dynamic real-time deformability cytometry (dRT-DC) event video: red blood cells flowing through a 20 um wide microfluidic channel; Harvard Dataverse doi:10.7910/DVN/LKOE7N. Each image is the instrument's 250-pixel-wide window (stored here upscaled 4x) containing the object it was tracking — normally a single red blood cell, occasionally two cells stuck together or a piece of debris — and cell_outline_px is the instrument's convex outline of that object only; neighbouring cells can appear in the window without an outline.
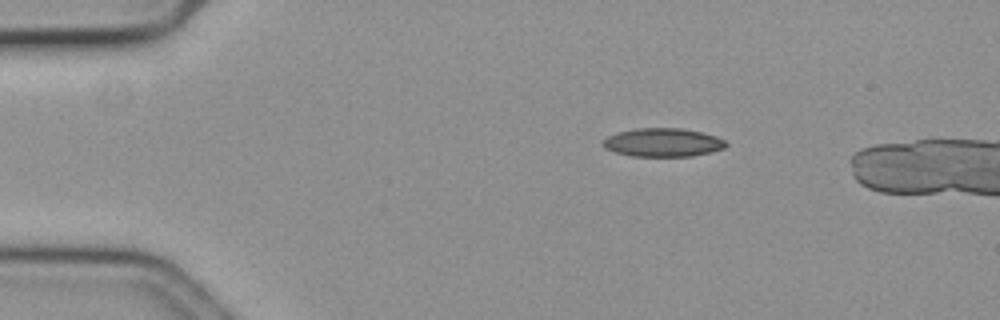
{"species": "common noctule bat (a hibernating species)", "species_latin": "Nyctalus noctula", "temperature_condition": "cold", "stored_images_in_passage": 44, "camera_frame_rate_fps": 3000, "um_per_image_px": 0.085, "animal": {"sex": "female", "body_mass_g": 19.3, "forearm_length_mm": 54.1}, "frame": {"image": 1, "passage_image": 1, "time_ms": 0.0, "image_size_px": [1000, 320], "cell_outline_px": [[728, 144], [724, 148], [692, 156], [632, 156], [616, 152], [604, 148], [600, 144], [600, 140], [616, 132], [636, 128], [680, 128], [704, 132], [716, 136], [724, 140]], "centroid_in_image_um": [56.29, 12.1], "position_along_channel_um": 28.7, "area_um2": 20.58}}
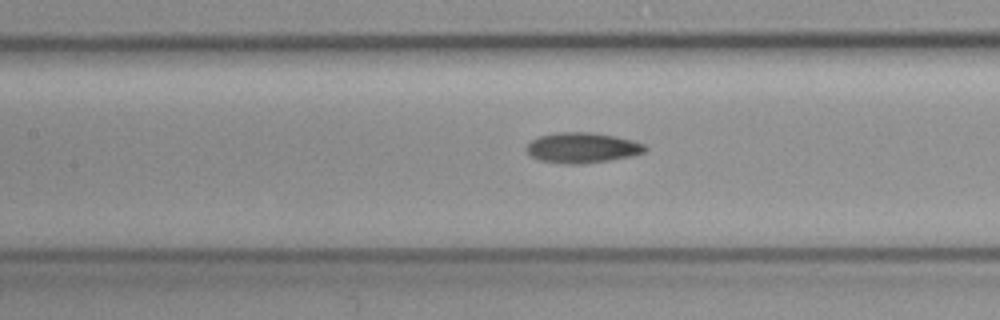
{"frame": {"image": 2, "passage_image": 17, "time_ms": 5.333, "image_size_px": [1000, 320], "cell_outline_px": [[648, 148], [644, 152], [632, 156], [584, 164], [564, 164], [536, 160], [524, 148], [532, 140], [540, 136], [556, 132], [588, 132], [612, 136], [632, 140], [644, 144]], "centroid_in_image_um": [49.46, 12.57], "position_along_channel_um": 157.9, "area_um2": 20.98}}
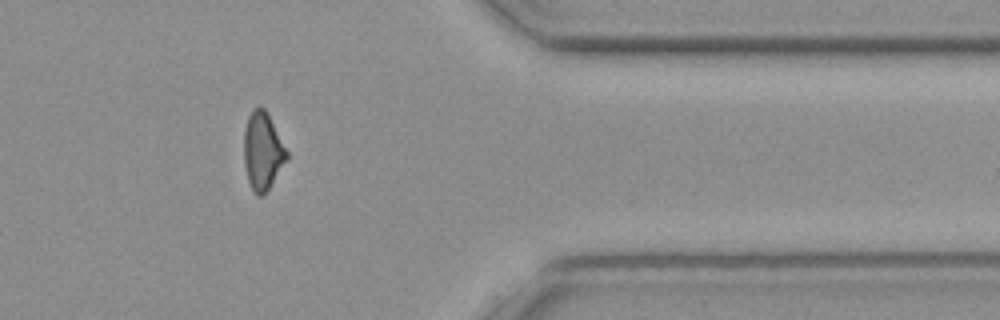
{"frame": {"image": 3, "passage_image": 38, "time_ms": 12.333, "image_size_px": [1000, 320], "cell_outline_px": [[288, 156], [264, 196], [256, 196], [248, 180], [244, 164], [244, 132], [248, 116], [252, 108], [264, 108], [268, 112], [288, 152]], "centroid_in_image_um": [22.31, 12.83], "position_along_channel_um": 389.1, "area_um2": 19.25}}